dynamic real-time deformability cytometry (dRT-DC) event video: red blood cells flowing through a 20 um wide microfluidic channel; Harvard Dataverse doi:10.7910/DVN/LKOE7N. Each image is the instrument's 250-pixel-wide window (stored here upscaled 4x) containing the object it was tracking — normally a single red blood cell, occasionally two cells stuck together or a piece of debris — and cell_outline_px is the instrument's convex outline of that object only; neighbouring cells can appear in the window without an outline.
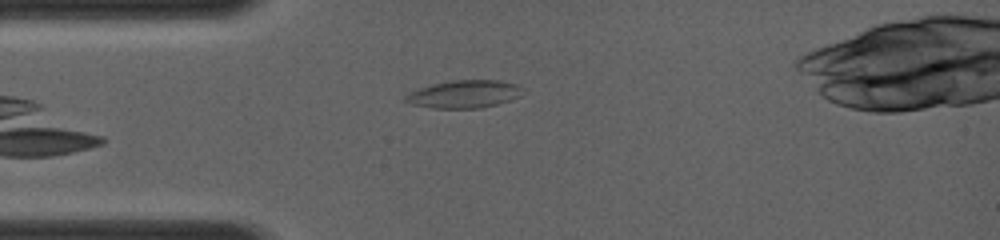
{"species": "common noctule bat (a hibernating species)", "species_latin": "Nyctalus noctula", "temperature_condition": "room temperature", "stored_images_in_passage": 34, "camera_frame_rate_fps": 4000, "um_per_image_px": 0.085, "animal": {"sex": "female", "body_mass_g": 19.0, "forearm_length_mm": 56.7}, "frame": {"image": 1, "passage_image": 2, "time_ms": 0.25, "image_size_px": [1000, 240], "cell_outline_px": [[524, 88], [520, 96], [496, 104], [476, 108], [432, 108], [412, 104], [404, 100], [404, 96], [420, 88], [432, 84], [452, 80], [500, 80], [516, 84]], "centroid_in_image_um": [39.46, 7.99], "position_along_channel_um": 45.5, "area_um2": 18.73}}
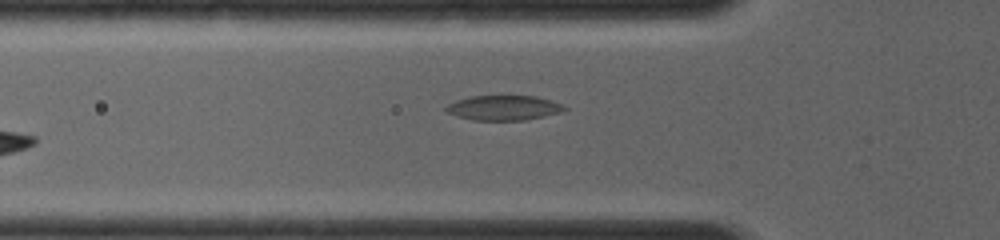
{"frame": {"image": 2, "passage_image": 6, "time_ms": 1.25, "image_size_px": [1000, 240], "cell_outline_px": [[568, 108], [564, 112], [524, 120], [472, 120], [456, 116], [448, 112], [444, 108], [448, 104], [456, 100], [468, 96], [536, 96], [564, 104]], "centroid_in_image_um": [42.84, 9.16], "position_along_channel_um": 83.0, "area_um2": 17.28}}
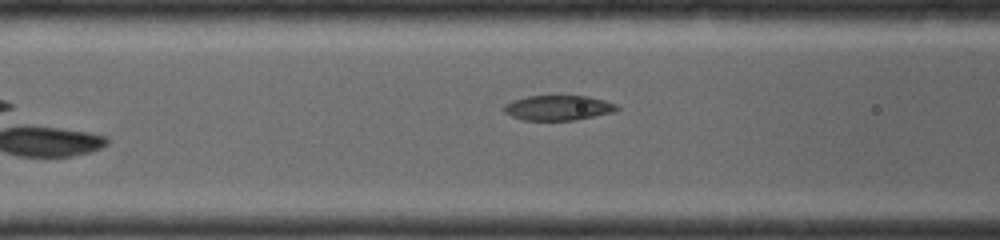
{"frame": {"image": 3, "passage_image": 9, "time_ms": 2.0, "image_size_px": [1000, 240], "cell_outline_px": [[620, 108], [612, 112], [572, 120], [524, 120], [512, 116], [504, 112], [500, 108], [504, 104], [512, 100], [528, 96], [588, 96], [604, 100], [616, 104]], "centroid_in_image_um": [47.38, 9.15], "position_along_channel_um": 119.2, "area_um2": 16.36}}